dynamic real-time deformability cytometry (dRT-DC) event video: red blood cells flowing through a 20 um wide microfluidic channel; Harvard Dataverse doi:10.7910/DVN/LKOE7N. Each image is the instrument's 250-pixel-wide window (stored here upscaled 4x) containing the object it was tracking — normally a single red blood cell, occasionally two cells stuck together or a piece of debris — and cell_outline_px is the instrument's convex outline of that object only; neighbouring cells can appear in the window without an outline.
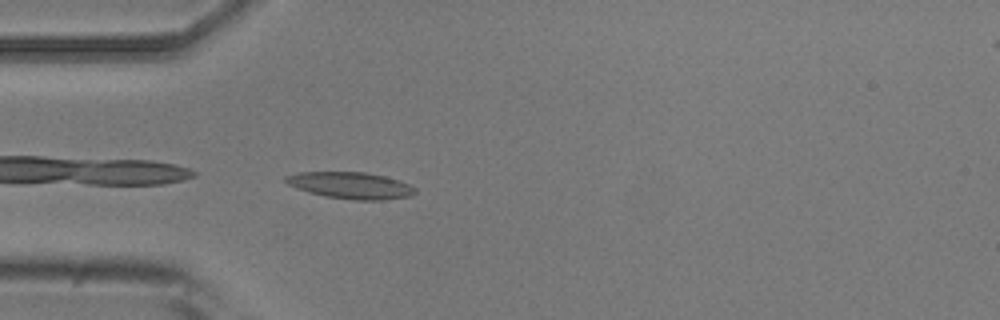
{"species": "common noctule bat (a hibernating species)", "species_latin": "Nyctalus noctula", "temperature_condition": "room temperature", "stored_images_in_passage": 40, "camera_frame_rate_fps": 3000, "um_per_image_px": 0.085, "animal": {"sex": "male", "body_mass_g": 20.5, "forearm_length_mm": 52.5}, "frame": {"image": 1, "passage_image": 1, "time_ms": 0.0, "image_size_px": [1000, 320], "cell_outline_px": [[416, 192], [408, 196], [384, 200], [352, 200], [324, 196], [308, 192], [296, 188], [288, 184], [284, 180], [284, 176], [300, 172], [364, 172], [384, 176], [408, 184], [416, 188]], "centroid_in_image_um": [29.77, 15.76], "position_along_channel_um": 55.2, "area_um2": 20.0}}
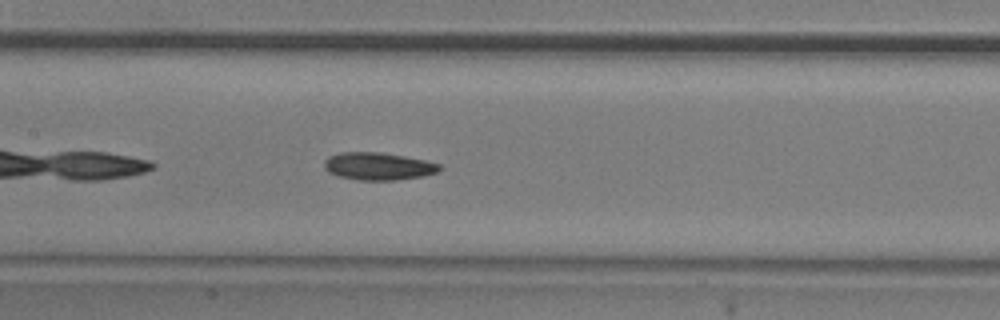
{"frame": {"image": 2, "passage_image": 11, "time_ms": 3.333, "image_size_px": [1000, 320], "cell_outline_px": [[444, 168], [436, 172], [424, 176], [396, 180], [356, 180], [340, 176], [328, 172], [324, 168], [324, 160], [328, 156], [340, 152], [380, 152], [404, 156], [424, 160], [440, 164]], "centroid_in_image_um": [32.14, 14.13], "position_along_channel_um": 175.3, "area_um2": 18.61}}
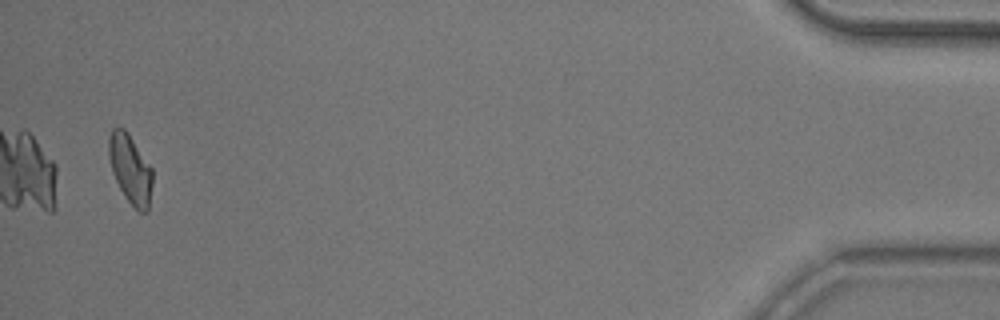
{"frame": {"image": 3, "passage_image": 38, "time_ms": 12.333, "image_size_px": [1000, 320], "cell_outline_px": [[152, 184], [148, 212], [140, 212], [124, 196], [112, 172], [108, 156], [108, 136], [112, 128], [124, 128], [128, 132], [152, 168]], "centroid_in_image_um": [11.07, 14.34], "position_along_channel_um": 424.1, "area_um2": 17.57}, "authors_computed_cell_mechanics": {"area_um2": 17.8024, "velocity_mm_per_s": 3.7159, "shape_relaxation_time_tau1_ms": 6.6181, "shape_relaxation_time_tau2_ms": 7.0778, "deformation_change_tau1": 0.1508, "deformation_change_tau2": 0.1479}}